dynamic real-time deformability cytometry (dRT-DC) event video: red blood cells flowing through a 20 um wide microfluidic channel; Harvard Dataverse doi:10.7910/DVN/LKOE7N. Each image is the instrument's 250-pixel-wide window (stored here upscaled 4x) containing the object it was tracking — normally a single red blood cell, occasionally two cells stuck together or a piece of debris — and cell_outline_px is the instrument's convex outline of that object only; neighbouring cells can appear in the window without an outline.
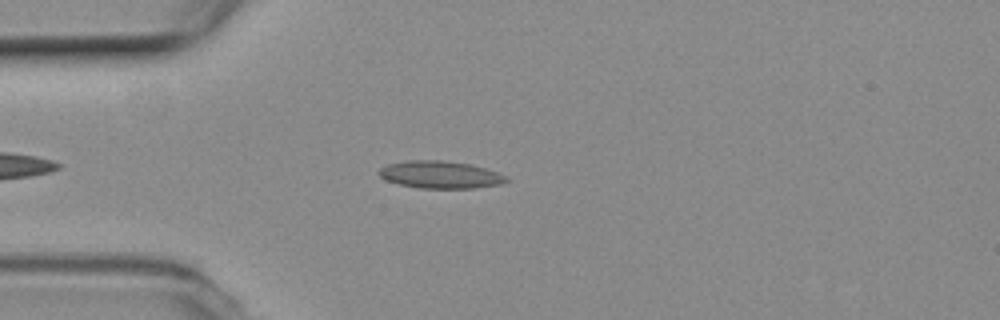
{"species": "common noctule bat (a hibernating species)", "species_latin": "Nyctalus noctula", "temperature_condition": "room temperature", "stored_images_in_passage": 44, "camera_frame_rate_fps": 3000, "um_per_image_px": 0.085, "animal": {"sex": "female", "body_mass_g": 19.3, "forearm_length_mm": 54.1}, "frame": {"image": 1, "passage_image": 7, "time_ms": 2.0, "image_size_px": [1000, 320], "cell_outline_px": [[508, 180], [500, 184], [476, 188], [420, 188], [400, 184], [384, 180], [376, 172], [380, 168], [388, 164], [408, 160], [444, 160], [468, 164], [484, 168], [508, 176]], "centroid_in_image_um": [37.39, 14.85], "position_along_channel_um": 47.6, "area_um2": 20.29}}
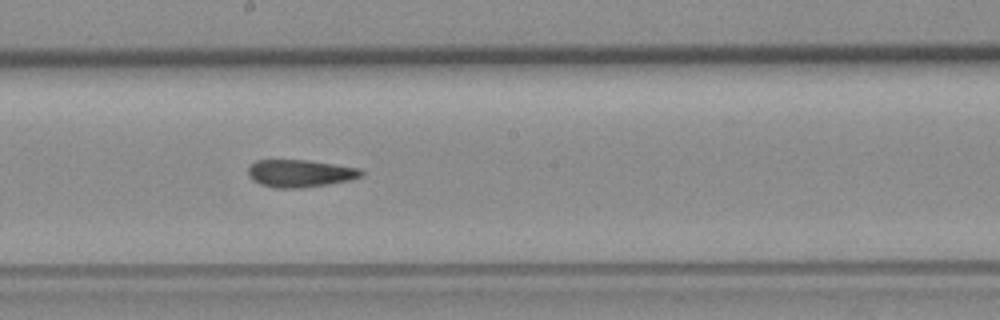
{"frame": {"image": 2, "passage_image": 22, "time_ms": 7.0, "image_size_px": [1000, 320], "cell_outline_px": [[364, 176], [352, 180], [328, 184], [300, 188], [272, 188], [260, 184], [252, 180], [248, 176], [248, 168], [256, 160], [308, 160], [360, 168], [364, 172]], "centroid_in_image_um": [25.52, 14.74], "position_along_channel_um": 222.7, "area_um2": 18.32}}
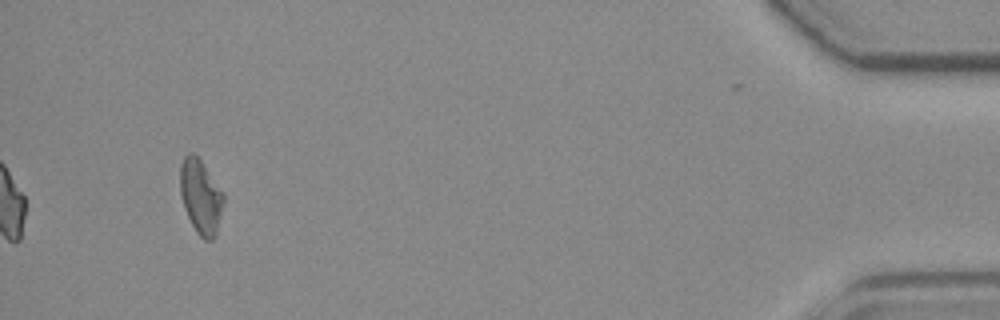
{"frame": {"image": 3, "passage_image": 44, "time_ms": 14.333, "image_size_px": [1000, 320], "cell_outline_px": [[224, 200], [216, 236], [212, 240], [204, 240], [196, 232], [184, 208], [180, 196], [180, 164], [184, 156], [188, 152], [192, 152], [200, 160], [224, 192]], "centroid_in_image_um": [17.06, 16.71], "position_along_channel_um": 418.1, "area_um2": 18.9}, "authors_computed_cell_mechanics": {"area_um2": 18.4382, "velocity_mm_per_s": 3.7567, "shape_relaxation_time_tau1_ms": null, "shape_relaxation_time_tau2_ms": 4.2333, "deformation_change_tau1": null, "deformation_change_tau2": 0.1235}}